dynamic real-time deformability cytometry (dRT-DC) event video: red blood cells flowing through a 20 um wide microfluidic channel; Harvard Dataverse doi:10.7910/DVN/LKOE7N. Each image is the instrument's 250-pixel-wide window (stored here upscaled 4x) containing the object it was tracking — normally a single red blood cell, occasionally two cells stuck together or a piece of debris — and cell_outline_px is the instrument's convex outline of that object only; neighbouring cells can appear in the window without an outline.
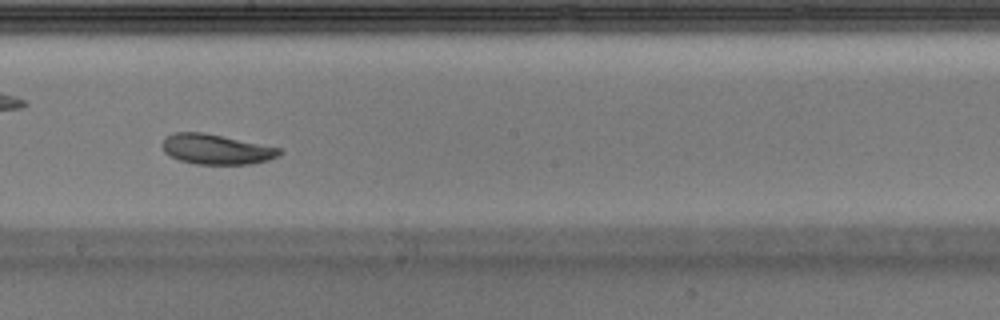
{"species": "Egyptian fruit bat (a non-hibernating species)", "species_latin": "Rousettus aegyptiacus", "temperature_condition": "warm", "stored_images_in_passage": 39, "camera_frame_rate_fps": 3000, "um_per_image_px": 0.085, "animal": {"sex": "male"}, "frame": {"image": 1, "passage_image": 17, "time_ms": 5.333, "image_size_px": [1000, 320], "cell_outline_px": [[284, 152], [280, 156], [268, 160], [252, 164], [196, 164], [180, 160], [168, 156], [164, 152], [160, 144], [164, 136], [172, 132], [204, 132], [280, 148]], "centroid_in_image_um": [18.34, 12.68], "position_along_channel_um": 229.9, "area_um2": 20.87}, "authors_computed_cell_mechanics": {"area_um2": 21.4438, "velocity_mm_per_s": 3.905, "shape_relaxation_time_tau1_ms": 3.6727, "shape_relaxation_time_tau2_ms": null, "deformation_change_tau1": 0.1467, "deformation_change_tau2": null}}